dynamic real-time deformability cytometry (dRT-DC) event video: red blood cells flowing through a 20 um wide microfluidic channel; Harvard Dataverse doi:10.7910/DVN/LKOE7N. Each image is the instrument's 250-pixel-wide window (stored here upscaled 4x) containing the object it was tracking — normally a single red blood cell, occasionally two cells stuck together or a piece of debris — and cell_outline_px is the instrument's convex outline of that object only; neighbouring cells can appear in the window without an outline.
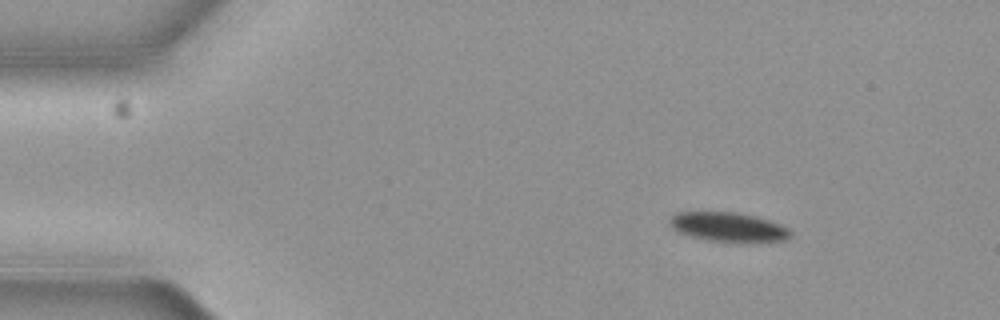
{"species": "common noctule bat (a hibernating species)", "species_latin": "Nyctalus noctula", "temperature_condition": "cold", "stored_images_in_passage": 12, "segment_of_instrument_passage": [1, 2], "camera_frame_rate_fps": 3000, "um_per_image_px": 0.085, "animal": {"sex": "female", "body_mass_g": 19.3, "forearm_length_mm": 54.1}, "frame": {"image": 1, "passage_image": 1, "time_ms": 0.0, "image_size_px": [1000, 320], "cell_outline_px": [[792, 236], [784, 240], [708, 240], [692, 236], [680, 232], [672, 228], [668, 224], [668, 220], [676, 212], [740, 212], [756, 216], [780, 224], [788, 228], [792, 232]], "centroid_in_image_um": [61.87, 19.25], "position_along_channel_um": 23.1, "area_um2": 20.06}}
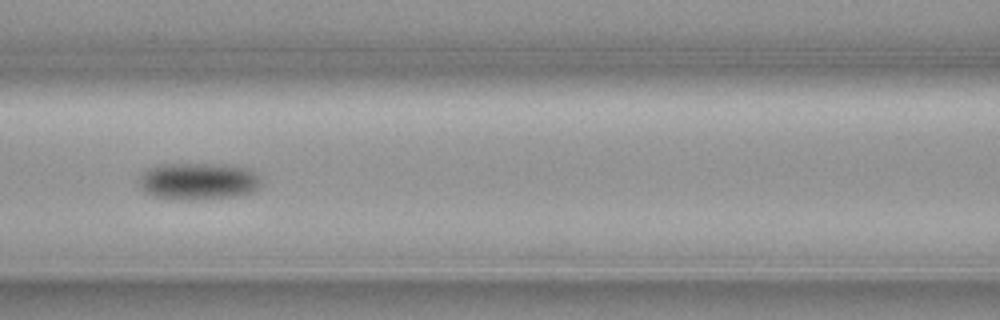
{"frame": {"image": 2, "passage_image": 5, "time_ms": 1.333, "image_size_px": [1000, 320], "cell_outline_px": [[260, 184], [252, 192], [236, 196], [180, 200], [156, 196], [144, 192], [140, 188], [140, 176], [148, 168], [160, 164], [232, 164], [252, 168], [260, 176]], "centroid_in_image_um": [16.89, 15.38], "position_along_channel_um": 149.7, "area_um2": 26.47}}
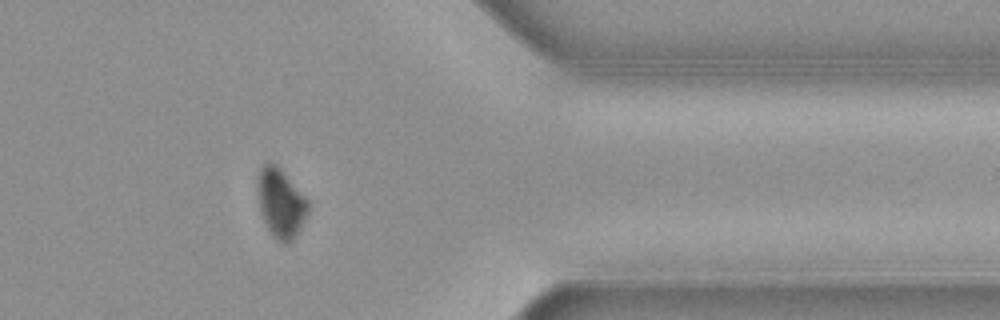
{"frame": {"image": 3, "passage_image": 11, "time_ms": 3.333, "image_size_px": [1000, 320], "cell_outline_px": [[308, 212], [300, 228], [292, 240], [288, 244], [284, 244], [268, 228], [260, 212], [256, 188], [256, 176], [260, 168], [264, 164], [276, 164], [280, 168], [308, 200]], "centroid_in_image_um": [23.83, 17.22], "position_along_channel_um": 387.6, "area_um2": 20.06}}